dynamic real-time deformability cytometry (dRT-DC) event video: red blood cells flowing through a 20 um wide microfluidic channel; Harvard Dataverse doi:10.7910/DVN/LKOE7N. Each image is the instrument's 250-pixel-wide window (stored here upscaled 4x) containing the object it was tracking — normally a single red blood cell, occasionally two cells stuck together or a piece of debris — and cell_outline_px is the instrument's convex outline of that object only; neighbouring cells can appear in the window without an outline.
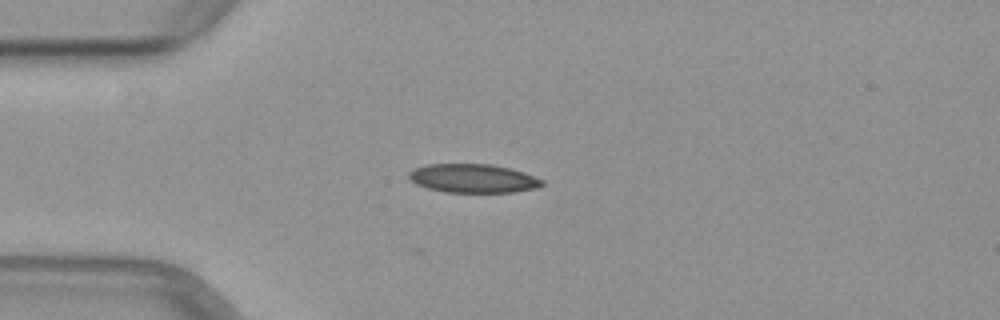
{"species": "common noctule bat (a hibernating species)", "species_latin": "Nyctalus noctula", "temperature_condition": "warm", "stored_images_in_passage": 2, "camera_frame_rate_fps": 3000, "um_per_image_px": 0.085, "animal": {"sex": "female", "body_mass_g": 29.2, "forearm_length_mm": 56.3}, "frame": {"image": 1, "passage_image": 2, "time_ms": 0.333, "image_size_px": [1000, 320], "cell_outline_px": [[544, 184], [540, 188], [516, 192], [444, 192], [428, 188], [416, 184], [408, 180], [408, 172], [416, 168], [428, 164], [492, 164], [512, 168], [524, 172], [544, 180]], "centroid_in_image_um": [40.25, 15.16], "position_along_channel_um": 44.8, "area_um2": 22.6}}